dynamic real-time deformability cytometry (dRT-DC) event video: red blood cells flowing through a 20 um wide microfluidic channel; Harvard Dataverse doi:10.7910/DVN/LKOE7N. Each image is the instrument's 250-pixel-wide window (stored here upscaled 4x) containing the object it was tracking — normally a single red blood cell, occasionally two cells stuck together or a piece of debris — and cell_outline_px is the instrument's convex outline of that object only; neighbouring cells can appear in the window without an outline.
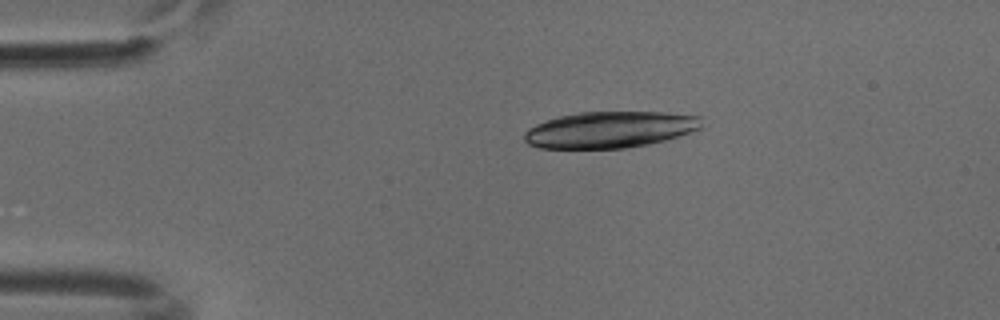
{"species": "common noctule bat (a hibernating species)", "species_latin": "Nyctalus noctula", "temperature_condition": "cold", "stored_images_in_passage": 49, "camera_frame_rate_fps": 3000, "um_per_image_px": 0.085, "animal": {"sex": "male", "body_mass_g": 18.8}, "frame": {"image": 1, "passage_image": 8, "time_ms": 2.333, "image_size_px": [1000, 320], "cell_outline_px": [[704, 128], [664, 140], [648, 144], [628, 148], [540, 148], [528, 144], [524, 140], [524, 132], [528, 128], [544, 120], [560, 116], [580, 112], [668, 112], [700, 116]], "centroid_in_image_um": [51.85, 11.01], "position_along_channel_um": 33.1, "area_um2": 37.8}}